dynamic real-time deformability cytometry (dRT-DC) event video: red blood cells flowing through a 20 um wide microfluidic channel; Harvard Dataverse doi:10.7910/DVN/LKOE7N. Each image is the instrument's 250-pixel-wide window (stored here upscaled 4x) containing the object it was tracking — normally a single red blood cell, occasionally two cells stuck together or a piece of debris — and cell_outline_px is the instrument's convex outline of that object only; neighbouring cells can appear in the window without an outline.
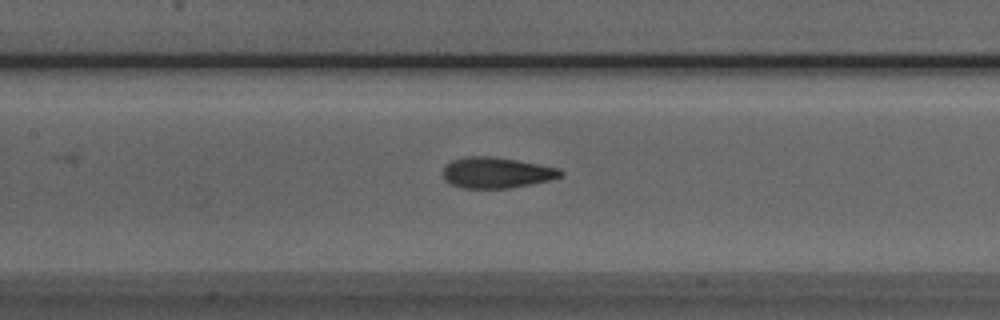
{"species": "Egyptian fruit bat (a non-hibernating species)", "species_latin": "Rousettus aegyptiacus", "temperature_condition": "room temperature", "stored_images_in_passage": 37, "camera_frame_rate_fps": 3000, "um_per_image_px": 0.085, "animal": {"sex": "male"}, "frame": {"image": 1, "passage_image": 15, "time_ms": 4.667, "image_size_px": [1000, 320], "cell_outline_px": [[564, 172], [560, 176], [548, 180], [508, 188], [460, 188], [448, 184], [444, 180], [444, 168], [452, 160], [468, 156], [488, 156], [516, 160], [556, 168]], "centroid_in_image_um": [42.12, 14.68], "position_along_channel_um": 165.3, "area_um2": 20.75}}
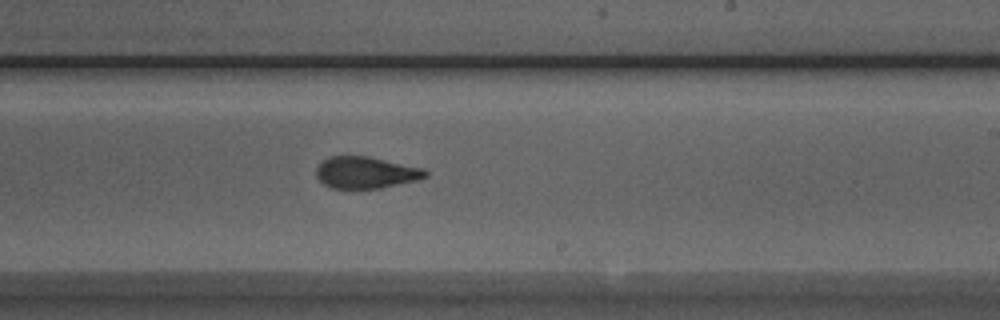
{"frame": {"image": 2, "passage_image": 22, "time_ms": 7.0, "image_size_px": [1000, 320], "cell_outline_px": [[428, 176], [416, 180], [380, 188], [332, 188], [324, 184], [316, 176], [316, 168], [328, 156], [368, 156], [424, 168], [428, 172]], "centroid_in_image_um": [31.1, 14.66], "position_along_channel_um": 257.9, "area_um2": 20.06}}
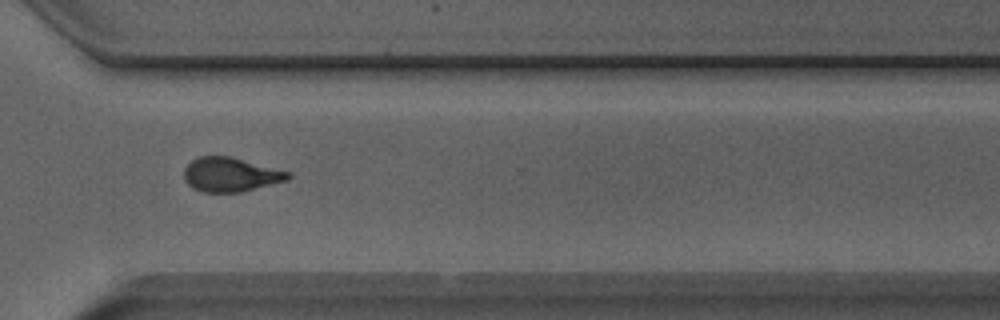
{"frame": {"image": 3, "passage_image": 29, "time_ms": 9.333, "image_size_px": [1000, 320], "cell_outline_px": [[292, 176], [288, 180], [240, 192], [204, 192], [192, 188], [184, 180], [184, 168], [192, 160], [200, 156], [232, 156], [292, 172]], "centroid_in_image_um": [19.62, 14.83], "position_along_channel_um": 351.0, "area_um2": 20.92}, "authors_computed_cell_mechanics": {"area_um2": 20.7502, "velocity_mm_per_s": 3.9936, "shape_relaxation_time_tau1_ms": 7.6868, "shape_relaxation_time_tau2_ms": 1.8162, "deformation_change_tau1": 0.2147, "deformation_change_tau2": 0.1006}}